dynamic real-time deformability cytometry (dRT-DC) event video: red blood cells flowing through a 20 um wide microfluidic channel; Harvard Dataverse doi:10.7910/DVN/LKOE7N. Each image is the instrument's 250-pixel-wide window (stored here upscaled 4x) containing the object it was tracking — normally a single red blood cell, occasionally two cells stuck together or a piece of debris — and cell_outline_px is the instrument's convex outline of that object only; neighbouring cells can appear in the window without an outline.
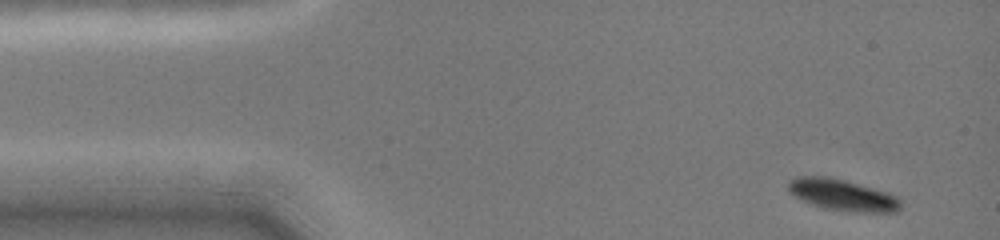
{"species": "common noctule bat (a hibernating species)", "species_latin": "Nyctalus noctula", "temperature_condition": "cold", "stored_images_in_passage": 55, "camera_frame_rate_fps": 3000, "um_per_image_px": 0.085, "animal": {"sex": "female", "body_mass_g": 19.0, "forearm_length_mm": 51.5}, "frame": {"image": 1, "passage_image": 1, "time_ms": 0.0, "image_size_px": [1000, 240], "cell_outline_px": [[900, 208], [896, 212], [848, 212], [820, 208], [788, 192], [788, 180], [796, 176], [828, 176], [844, 180], [888, 192], [896, 196], [900, 200]], "centroid_in_image_um": [71.59, 16.57], "position_along_channel_um": 13.4, "area_um2": 20.69}}
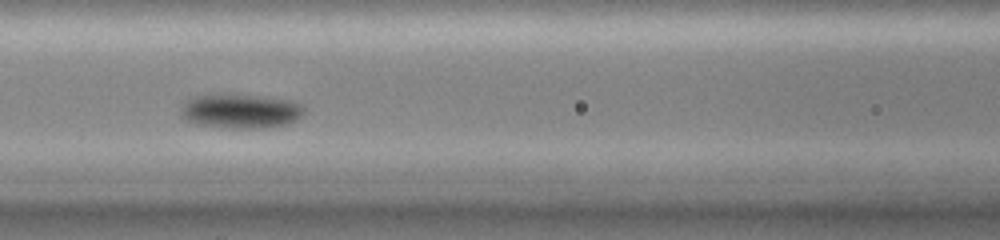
{"frame": {"image": 2, "passage_image": 21, "time_ms": 5.667, "image_size_px": [1000, 240], "cell_outline_px": [[304, 112], [296, 120], [288, 124], [260, 128], [232, 128], [196, 124], [184, 120], [180, 116], [180, 108], [192, 96], [264, 96], [292, 100], [300, 104], [304, 108]], "centroid_in_image_um": [20.45, 9.47], "position_along_channel_um": 146.1, "area_um2": 24.33}}
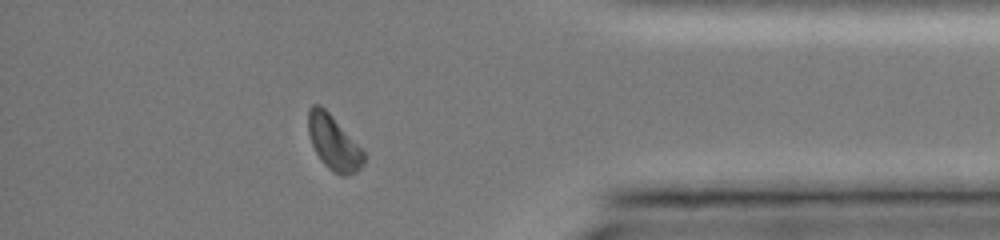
{"frame": {"image": 3, "passage_image": 47, "time_ms": 12.667, "image_size_px": [1000, 240], "cell_outline_px": [[364, 164], [356, 172], [348, 176], [340, 176], [332, 172], [320, 160], [312, 144], [308, 132], [308, 108], [312, 104], [320, 104], [364, 148]], "centroid_in_image_um": [28.38, 12.14], "position_along_channel_um": 406.8, "area_um2": 18.03}, "authors_computed_cell_mechanics": {"area_um2": 20.808, "velocity_mm_per_s": 3.9582, "shape_relaxation_time_tau1_ms": 1.1457, "shape_relaxation_time_tau2_ms": null, "deformation_change_tau1": 0.0761, "deformation_change_tau2": null}}